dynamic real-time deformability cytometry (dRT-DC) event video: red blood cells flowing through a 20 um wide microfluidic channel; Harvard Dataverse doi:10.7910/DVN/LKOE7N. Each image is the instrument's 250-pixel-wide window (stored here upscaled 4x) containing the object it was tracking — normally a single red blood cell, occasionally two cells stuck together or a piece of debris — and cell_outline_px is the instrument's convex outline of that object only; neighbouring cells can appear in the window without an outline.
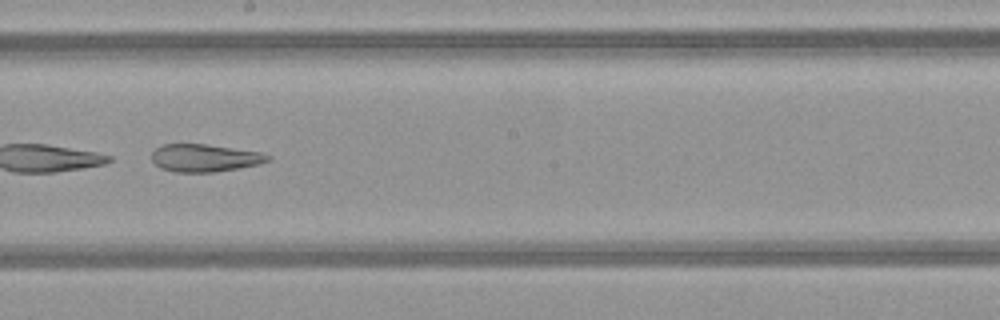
{"species": "common noctule bat (a hibernating species)", "species_latin": "Nyctalus noctula", "temperature_condition": "warm", "stored_images_in_passage": 47, "camera_frame_rate_fps": 3000, "um_per_image_px": 0.085, "animal": {"sex": "female", "body_mass_g": 21.9}, "frame": {"image": 1, "passage_image": 27, "time_ms": 8.667, "image_size_px": [1000, 320], "cell_outline_px": [[272, 160], [260, 164], [240, 168], [216, 172], [176, 172], [160, 168], [152, 160], [152, 152], [160, 144], [204, 144], [260, 152], [272, 156]], "centroid_in_image_um": [17.42, 13.43], "position_along_channel_um": 230.8, "area_um2": 18.79}}